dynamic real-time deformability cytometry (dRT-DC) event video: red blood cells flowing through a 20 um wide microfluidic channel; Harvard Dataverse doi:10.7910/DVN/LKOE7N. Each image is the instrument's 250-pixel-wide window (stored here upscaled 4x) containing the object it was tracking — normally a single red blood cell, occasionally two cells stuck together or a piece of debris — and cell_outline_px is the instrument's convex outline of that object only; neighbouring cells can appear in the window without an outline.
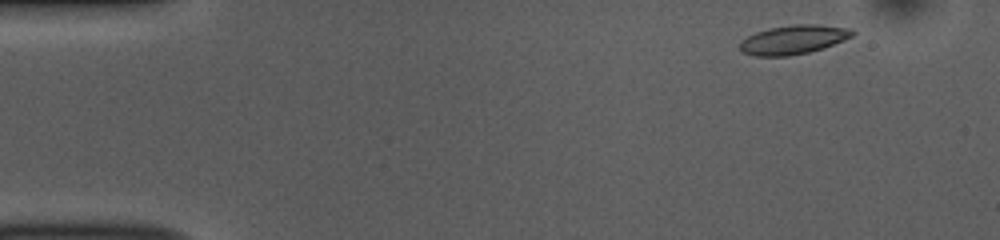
{"species": "common noctule bat (a hibernating species)", "species_latin": "Nyctalus noctula", "temperature_condition": "room temperature", "stored_images_in_passage": 51, "camera_frame_rate_fps": 3000, "um_per_image_px": 0.085, "animal": {"sex": "female", "body_mass_g": 10.0, "forearm_length_mm": 53.1}, "frame": {"image": 1, "passage_image": 3, "time_ms": 0.667, "image_size_px": [1000, 240], "cell_outline_px": [[856, 32], [852, 36], [844, 40], [824, 48], [808, 52], [788, 56], [756, 56], [744, 52], [740, 48], [740, 40], [756, 32], [768, 28], [792, 24], [816, 24], [852, 28]], "centroid_in_image_um": [67.47, 3.36], "position_along_channel_um": 17.5, "area_um2": 19.13}}
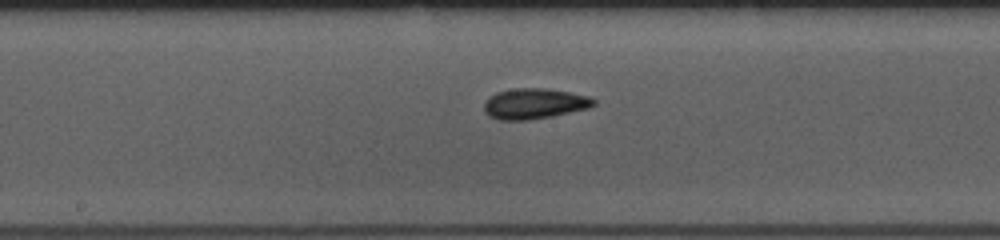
{"frame": {"image": 2, "passage_image": 25, "time_ms": 8.0, "image_size_px": [1000, 240], "cell_outline_px": [[596, 104], [588, 108], [552, 116], [528, 120], [500, 120], [488, 116], [484, 112], [484, 100], [488, 96], [496, 92], [512, 88], [548, 88], [588, 96], [596, 100]], "centroid_in_image_um": [45.37, 8.8], "position_along_channel_um": 202.8, "area_um2": 19.71}}
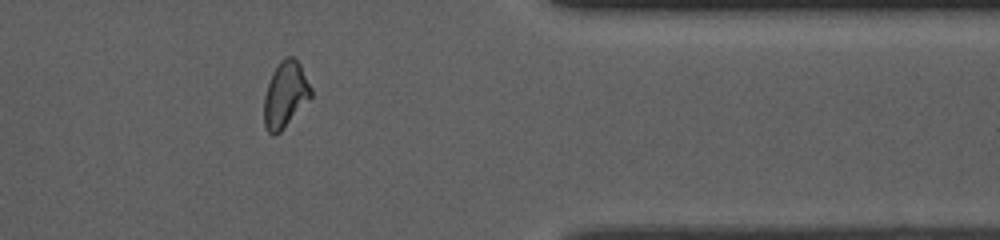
{"frame": {"image": 3, "passage_image": 41, "time_ms": 13.333, "image_size_px": [1000, 240], "cell_outline_px": [[312, 96], [280, 132], [276, 136], [272, 136], [268, 132], [264, 124], [264, 96], [272, 72], [280, 60], [288, 56], [292, 56], [300, 64], [312, 88]], "centroid_in_image_um": [24.24, 8.05], "position_along_channel_um": 387.2, "area_um2": 18.03}, "authors_computed_cell_mechanics": {"area_um2": 18.5538, "velocity_mm_per_s": 3.7822, "shape_relaxation_time_tau1_ms": 3.4402, "shape_relaxation_time_tau2_ms": 1.8097, "deformation_change_tau1": 0.1169, "deformation_change_tau2": 0.081}}